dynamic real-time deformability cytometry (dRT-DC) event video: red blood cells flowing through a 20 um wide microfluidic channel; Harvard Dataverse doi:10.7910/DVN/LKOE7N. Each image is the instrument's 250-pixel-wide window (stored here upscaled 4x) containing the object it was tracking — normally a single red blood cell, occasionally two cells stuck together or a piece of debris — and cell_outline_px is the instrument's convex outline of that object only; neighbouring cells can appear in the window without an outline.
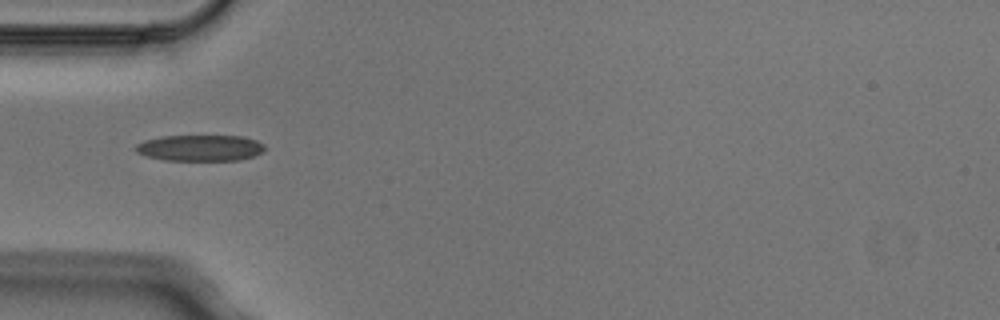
{"species": "Egyptian fruit bat (a non-hibernating species)", "species_latin": "Rousettus aegyptiacus", "temperature_condition": "cold", "stored_images_in_passage": 2, "camera_frame_rate_fps": 3000, "um_per_image_px": 0.085, "animal": {"sex": "male"}, "frame": {"image": 1, "passage_image": 1, "time_ms": 0.0, "image_size_px": [1000, 320], "cell_outline_px": [[268, 148], [264, 152], [240, 160], [164, 160], [148, 156], [136, 152], [136, 144], [144, 140], [160, 136], [244, 136], [256, 140], [264, 144]], "centroid_in_image_um": [17.05, 12.57], "position_along_channel_um": 67.9, "area_um2": 19.77}}
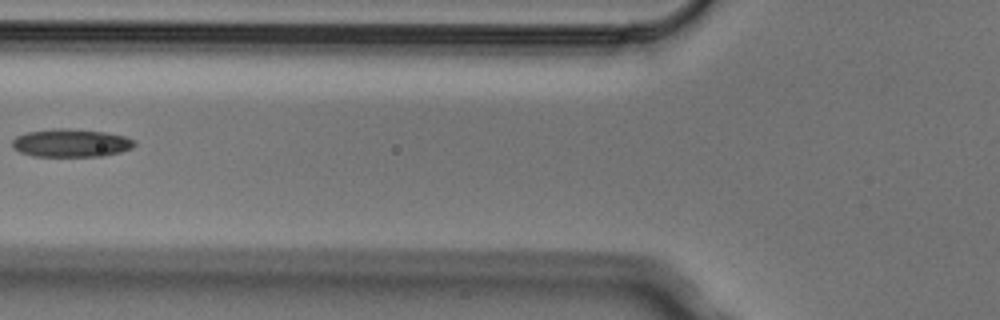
{"frame": {"image": 2, "passage_image": 2, "time_ms": 0.333, "image_size_px": [1000, 320], "cell_outline_px": [[136, 144], [132, 148], [120, 152], [104, 156], [32, 156], [20, 152], [12, 148], [12, 140], [16, 136], [28, 132], [56, 128], [68, 128], [104, 132], [124, 136], [136, 140]], "centroid_in_image_um": [6.04, 12.15], "position_along_channel_um": 119.8, "area_um2": 20.06}}